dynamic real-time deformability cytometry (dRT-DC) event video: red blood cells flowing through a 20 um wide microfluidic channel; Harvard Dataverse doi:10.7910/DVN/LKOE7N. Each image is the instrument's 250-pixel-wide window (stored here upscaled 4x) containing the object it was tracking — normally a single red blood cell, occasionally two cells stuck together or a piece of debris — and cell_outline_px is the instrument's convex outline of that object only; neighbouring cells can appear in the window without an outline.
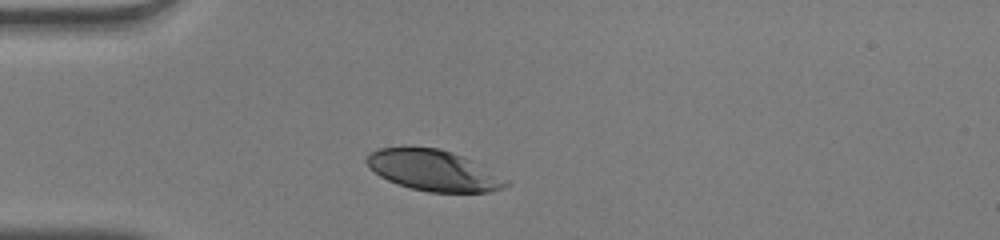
{"species": "human", "species_latin": "Homo sapiens", "temperature_condition": "warm", "stored_images_in_passage": 29, "camera_frame_rate_fps": 3000, "um_per_image_px": 0.085, "donor": {"sex": "male"}, "frame": {"image": 1, "passage_image": 1, "time_ms": 0.0, "image_size_px": [1000, 240], "cell_outline_px": [[512, 184], [504, 188], [488, 192], [428, 192], [412, 188], [388, 180], [380, 176], [368, 168], [364, 160], [372, 152], [380, 148], [436, 148], [452, 152], [512, 180]], "centroid_in_image_um": [36.89, 14.51], "position_along_channel_um": 48.1, "area_um2": 32.89}}
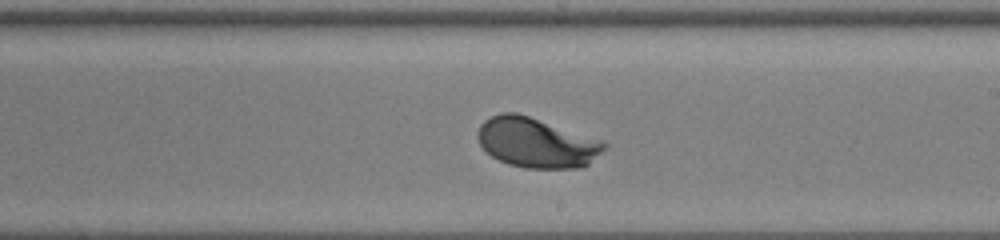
{"frame": {"image": 2, "passage_image": 17, "time_ms": 5.333, "image_size_px": [1000, 240], "cell_outline_px": [[608, 144], [588, 164], [580, 168], [524, 168], [508, 164], [492, 156], [480, 144], [480, 124], [484, 120], [500, 112], [516, 112], [600, 140]], "centroid_in_image_um": [45.58, 12.13], "position_along_channel_um": 243.4, "area_um2": 35.95}}
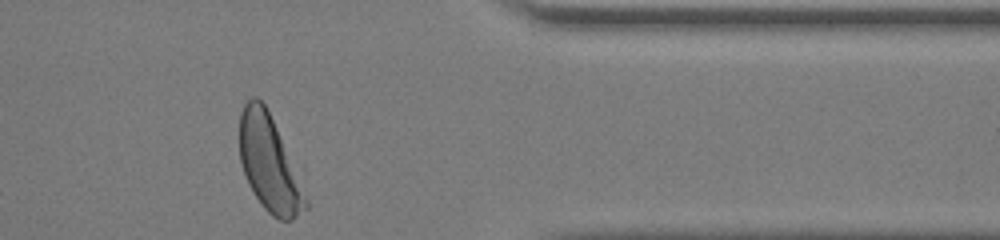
{"frame": {"image": 3, "passage_image": 29, "time_ms": 9.333, "image_size_px": [1000, 240], "cell_outline_px": [[308, 208], [292, 220], [280, 220], [272, 216], [264, 208], [248, 184], [240, 160], [240, 112], [244, 104], [252, 96], [256, 96], [264, 104], [304, 168], [308, 200]], "centroid_in_image_um": [23.03, 13.89], "position_along_channel_um": 388.4, "area_um2": 39.19}, "authors_computed_cell_mechanics": {"area_um2": 36.6452, "velocity_mm_per_s": 4.0296, "shape_relaxation_time_tau1_ms": 2.1194, "shape_relaxation_time_tau2_ms": null, "deformation_change_tau1": 0.1525, "deformation_change_tau2": null}}